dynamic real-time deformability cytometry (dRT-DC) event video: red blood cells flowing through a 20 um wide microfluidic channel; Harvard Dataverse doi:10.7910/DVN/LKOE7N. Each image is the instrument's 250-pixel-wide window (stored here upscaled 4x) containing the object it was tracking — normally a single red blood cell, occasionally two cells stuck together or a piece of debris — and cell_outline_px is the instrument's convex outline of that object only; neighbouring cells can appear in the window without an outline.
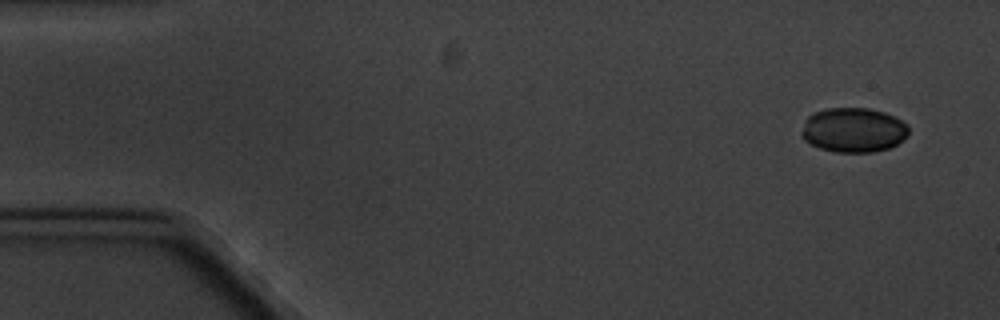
{"species": "common noctule bat (a hibernating species)", "species_latin": "Nyctalus noctula", "temperature_condition": "cold", "stored_images_in_passage": 6, "camera_frame_rate_fps": 3000, "um_per_image_px": 0.085, "animal": {"sex": "male", "body_mass_g": 20.1, "forearm_length_mm": 53.5}, "frame": {"image": 1, "passage_image": 1, "time_ms": 0.0, "image_size_px": [1000, 320], "cell_outline_px": [[908, 132], [896, 144], [888, 148], [872, 152], [836, 152], [820, 148], [804, 140], [800, 132], [808, 116], [816, 112], [828, 108], [868, 108], [884, 112], [908, 124]], "centroid_in_image_um": [72.52, 11.05], "position_along_channel_um": 12.5, "area_um2": 27.51}}
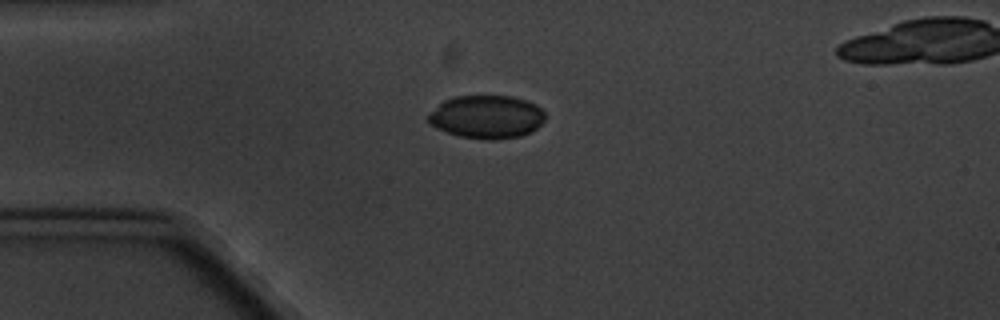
{"frame": {"image": 2, "passage_image": 4, "time_ms": 3.667, "image_size_px": [1000, 320], "cell_outline_px": [[548, 116], [536, 128], [520, 136], [496, 140], [488, 140], [460, 136], [436, 128], [428, 124], [428, 116], [444, 100], [456, 96], [512, 96], [536, 104]], "centroid_in_image_um": [41.38, 9.94], "position_along_channel_um": 43.6, "area_um2": 29.25}}